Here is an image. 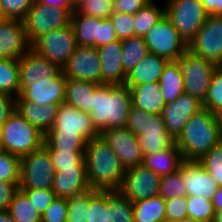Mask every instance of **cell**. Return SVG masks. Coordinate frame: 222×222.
<instances>
[{
	"label": "cell",
	"mask_w": 222,
	"mask_h": 222,
	"mask_svg": "<svg viewBox=\"0 0 222 222\" xmlns=\"http://www.w3.org/2000/svg\"><path fill=\"white\" fill-rule=\"evenodd\" d=\"M183 161L181 152L174 143L168 149L144 155L142 165L161 177L178 170Z\"/></svg>",
	"instance_id": "26"
},
{
	"label": "cell",
	"mask_w": 222,
	"mask_h": 222,
	"mask_svg": "<svg viewBox=\"0 0 222 222\" xmlns=\"http://www.w3.org/2000/svg\"><path fill=\"white\" fill-rule=\"evenodd\" d=\"M126 128L136 136L152 131H166L161 114H152L131 106Z\"/></svg>",
	"instance_id": "30"
},
{
	"label": "cell",
	"mask_w": 222,
	"mask_h": 222,
	"mask_svg": "<svg viewBox=\"0 0 222 222\" xmlns=\"http://www.w3.org/2000/svg\"><path fill=\"white\" fill-rule=\"evenodd\" d=\"M107 1L114 5L117 0H107Z\"/></svg>",
	"instance_id": "67"
},
{
	"label": "cell",
	"mask_w": 222,
	"mask_h": 222,
	"mask_svg": "<svg viewBox=\"0 0 222 222\" xmlns=\"http://www.w3.org/2000/svg\"><path fill=\"white\" fill-rule=\"evenodd\" d=\"M213 222H222V211L215 212Z\"/></svg>",
	"instance_id": "62"
},
{
	"label": "cell",
	"mask_w": 222,
	"mask_h": 222,
	"mask_svg": "<svg viewBox=\"0 0 222 222\" xmlns=\"http://www.w3.org/2000/svg\"><path fill=\"white\" fill-rule=\"evenodd\" d=\"M202 108L201 101L185 92L176 101L166 103L161 113L166 132L176 140L187 120Z\"/></svg>",
	"instance_id": "17"
},
{
	"label": "cell",
	"mask_w": 222,
	"mask_h": 222,
	"mask_svg": "<svg viewBox=\"0 0 222 222\" xmlns=\"http://www.w3.org/2000/svg\"><path fill=\"white\" fill-rule=\"evenodd\" d=\"M0 222H15L8 211L0 212Z\"/></svg>",
	"instance_id": "60"
},
{
	"label": "cell",
	"mask_w": 222,
	"mask_h": 222,
	"mask_svg": "<svg viewBox=\"0 0 222 222\" xmlns=\"http://www.w3.org/2000/svg\"><path fill=\"white\" fill-rule=\"evenodd\" d=\"M143 155L170 148L175 140L166 131L146 132L138 136Z\"/></svg>",
	"instance_id": "38"
},
{
	"label": "cell",
	"mask_w": 222,
	"mask_h": 222,
	"mask_svg": "<svg viewBox=\"0 0 222 222\" xmlns=\"http://www.w3.org/2000/svg\"><path fill=\"white\" fill-rule=\"evenodd\" d=\"M163 2V3H162ZM165 15V4L151 0L142 9L133 14L135 36L143 37Z\"/></svg>",
	"instance_id": "32"
},
{
	"label": "cell",
	"mask_w": 222,
	"mask_h": 222,
	"mask_svg": "<svg viewBox=\"0 0 222 222\" xmlns=\"http://www.w3.org/2000/svg\"><path fill=\"white\" fill-rule=\"evenodd\" d=\"M208 16L222 15V0H200Z\"/></svg>",
	"instance_id": "57"
},
{
	"label": "cell",
	"mask_w": 222,
	"mask_h": 222,
	"mask_svg": "<svg viewBox=\"0 0 222 222\" xmlns=\"http://www.w3.org/2000/svg\"><path fill=\"white\" fill-rule=\"evenodd\" d=\"M5 19H7V17L4 14V11H3L1 3H0V22L4 21Z\"/></svg>",
	"instance_id": "64"
},
{
	"label": "cell",
	"mask_w": 222,
	"mask_h": 222,
	"mask_svg": "<svg viewBox=\"0 0 222 222\" xmlns=\"http://www.w3.org/2000/svg\"><path fill=\"white\" fill-rule=\"evenodd\" d=\"M62 71L66 78L101 84V63L97 49L77 45Z\"/></svg>",
	"instance_id": "14"
},
{
	"label": "cell",
	"mask_w": 222,
	"mask_h": 222,
	"mask_svg": "<svg viewBox=\"0 0 222 222\" xmlns=\"http://www.w3.org/2000/svg\"><path fill=\"white\" fill-rule=\"evenodd\" d=\"M221 142L217 116L202 108L186 122L175 140L184 161H198Z\"/></svg>",
	"instance_id": "3"
},
{
	"label": "cell",
	"mask_w": 222,
	"mask_h": 222,
	"mask_svg": "<svg viewBox=\"0 0 222 222\" xmlns=\"http://www.w3.org/2000/svg\"><path fill=\"white\" fill-rule=\"evenodd\" d=\"M86 1L87 0H72V5H73L74 10H77Z\"/></svg>",
	"instance_id": "61"
},
{
	"label": "cell",
	"mask_w": 222,
	"mask_h": 222,
	"mask_svg": "<svg viewBox=\"0 0 222 222\" xmlns=\"http://www.w3.org/2000/svg\"><path fill=\"white\" fill-rule=\"evenodd\" d=\"M67 78L61 70L55 77L42 79L24 87L16 101H32L36 104L46 105L50 103L61 104L65 102Z\"/></svg>",
	"instance_id": "16"
},
{
	"label": "cell",
	"mask_w": 222,
	"mask_h": 222,
	"mask_svg": "<svg viewBox=\"0 0 222 222\" xmlns=\"http://www.w3.org/2000/svg\"><path fill=\"white\" fill-rule=\"evenodd\" d=\"M0 92L19 96V63L17 59L0 58Z\"/></svg>",
	"instance_id": "37"
},
{
	"label": "cell",
	"mask_w": 222,
	"mask_h": 222,
	"mask_svg": "<svg viewBox=\"0 0 222 222\" xmlns=\"http://www.w3.org/2000/svg\"><path fill=\"white\" fill-rule=\"evenodd\" d=\"M74 222H87L85 220H75Z\"/></svg>",
	"instance_id": "68"
},
{
	"label": "cell",
	"mask_w": 222,
	"mask_h": 222,
	"mask_svg": "<svg viewBox=\"0 0 222 222\" xmlns=\"http://www.w3.org/2000/svg\"><path fill=\"white\" fill-rule=\"evenodd\" d=\"M55 171L67 167H86L84 151H49Z\"/></svg>",
	"instance_id": "46"
},
{
	"label": "cell",
	"mask_w": 222,
	"mask_h": 222,
	"mask_svg": "<svg viewBox=\"0 0 222 222\" xmlns=\"http://www.w3.org/2000/svg\"><path fill=\"white\" fill-rule=\"evenodd\" d=\"M21 190L30 202L33 203L35 209L42 215L44 211L51 205L56 198L52 189H19Z\"/></svg>",
	"instance_id": "49"
},
{
	"label": "cell",
	"mask_w": 222,
	"mask_h": 222,
	"mask_svg": "<svg viewBox=\"0 0 222 222\" xmlns=\"http://www.w3.org/2000/svg\"><path fill=\"white\" fill-rule=\"evenodd\" d=\"M118 40L110 18H100L99 47Z\"/></svg>",
	"instance_id": "55"
},
{
	"label": "cell",
	"mask_w": 222,
	"mask_h": 222,
	"mask_svg": "<svg viewBox=\"0 0 222 222\" xmlns=\"http://www.w3.org/2000/svg\"><path fill=\"white\" fill-rule=\"evenodd\" d=\"M48 133H79L87 142L99 136L90 115L66 102L59 105L54 125Z\"/></svg>",
	"instance_id": "15"
},
{
	"label": "cell",
	"mask_w": 222,
	"mask_h": 222,
	"mask_svg": "<svg viewBox=\"0 0 222 222\" xmlns=\"http://www.w3.org/2000/svg\"><path fill=\"white\" fill-rule=\"evenodd\" d=\"M84 158L87 180L91 189L119 190L126 170L117 154L100 135L87 142Z\"/></svg>",
	"instance_id": "1"
},
{
	"label": "cell",
	"mask_w": 222,
	"mask_h": 222,
	"mask_svg": "<svg viewBox=\"0 0 222 222\" xmlns=\"http://www.w3.org/2000/svg\"><path fill=\"white\" fill-rule=\"evenodd\" d=\"M187 213L189 219L199 222H213L215 211L212 200L187 196Z\"/></svg>",
	"instance_id": "40"
},
{
	"label": "cell",
	"mask_w": 222,
	"mask_h": 222,
	"mask_svg": "<svg viewBox=\"0 0 222 222\" xmlns=\"http://www.w3.org/2000/svg\"><path fill=\"white\" fill-rule=\"evenodd\" d=\"M214 211H222V187H219L215 195L212 197Z\"/></svg>",
	"instance_id": "59"
},
{
	"label": "cell",
	"mask_w": 222,
	"mask_h": 222,
	"mask_svg": "<svg viewBox=\"0 0 222 222\" xmlns=\"http://www.w3.org/2000/svg\"><path fill=\"white\" fill-rule=\"evenodd\" d=\"M99 85L90 81L67 78L65 102L81 112L90 114L92 111L93 95Z\"/></svg>",
	"instance_id": "27"
},
{
	"label": "cell",
	"mask_w": 222,
	"mask_h": 222,
	"mask_svg": "<svg viewBox=\"0 0 222 222\" xmlns=\"http://www.w3.org/2000/svg\"><path fill=\"white\" fill-rule=\"evenodd\" d=\"M216 116H217V120H218V124H219L220 137H221V141H222V115H216Z\"/></svg>",
	"instance_id": "63"
},
{
	"label": "cell",
	"mask_w": 222,
	"mask_h": 222,
	"mask_svg": "<svg viewBox=\"0 0 222 222\" xmlns=\"http://www.w3.org/2000/svg\"><path fill=\"white\" fill-rule=\"evenodd\" d=\"M134 222H166L165 199L155 196L133 203Z\"/></svg>",
	"instance_id": "31"
},
{
	"label": "cell",
	"mask_w": 222,
	"mask_h": 222,
	"mask_svg": "<svg viewBox=\"0 0 222 222\" xmlns=\"http://www.w3.org/2000/svg\"><path fill=\"white\" fill-rule=\"evenodd\" d=\"M159 87L166 103L176 101L184 92L183 73L178 60H169L159 79Z\"/></svg>",
	"instance_id": "29"
},
{
	"label": "cell",
	"mask_w": 222,
	"mask_h": 222,
	"mask_svg": "<svg viewBox=\"0 0 222 222\" xmlns=\"http://www.w3.org/2000/svg\"><path fill=\"white\" fill-rule=\"evenodd\" d=\"M107 191L90 189V206L87 222H109Z\"/></svg>",
	"instance_id": "42"
},
{
	"label": "cell",
	"mask_w": 222,
	"mask_h": 222,
	"mask_svg": "<svg viewBox=\"0 0 222 222\" xmlns=\"http://www.w3.org/2000/svg\"><path fill=\"white\" fill-rule=\"evenodd\" d=\"M67 199L56 197L41 215V222H67Z\"/></svg>",
	"instance_id": "52"
},
{
	"label": "cell",
	"mask_w": 222,
	"mask_h": 222,
	"mask_svg": "<svg viewBox=\"0 0 222 222\" xmlns=\"http://www.w3.org/2000/svg\"><path fill=\"white\" fill-rule=\"evenodd\" d=\"M1 133H2V126L0 125V139H2L1 138Z\"/></svg>",
	"instance_id": "69"
},
{
	"label": "cell",
	"mask_w": 222,
	"mask_h": 222,
	"mask_svg": "<svg viewBox=\"0 0 222 222\" xmlns=\"http://www.w3.org/2000/svg\"><path fill=\"white\" fill-rule=\"evenodd\" d=\"M168 61L165 57L149 52L144 59L127 73L124 84L127 87H133L151 82H159Z\"/></svg>",
	"instance_id": "24"
},
{
	"label": "cell",
	"mask_w": 222,
	"mask_h": 222,
	"mask_svg": "<svg viewBox=\"0 0 222 222\" xmlns=\"http://www.w3.org/2000/svg\"><path fill=\"white\" fill-rule=\"evenodd\" d=\"M131 94L125 84H100L94 92L90 117L100 134L109 128L126 127Z\"/></svg>",
	"instance_id": "2"
},
{
	"label": "cell",
	"mask_w": 222,
	"mask_h": 222,
	"mask_svg": "<svg viewBox=\"0 0 222 222\" xmlns=\"http://www.w3.org/2000/svg\"><path fill=\"white\" fill-rule=\"evenodd\" d=\"M110 19L112 21L118 40H125L135 36L133 14L113 11Z\"/></svg>",
	"instance_id": "47"
},
{
	"label": "cell",
	"mask_w": 222,
	"mask_h": 222,
	"mask_svg": "<svg viewBox=\"0 0 222 222\" xmlns=\"http://www.w3.org/2000/svg\"><path fill=\"white\" fill-rule=\"evenodd\" d=\"M36 2L47 6H59L64 8H73L72 0H35Z\"/></svg>",
	"instance_id": "58"
},
{
	"label": "cell",
	"mask_w": 222,
	"mask_h": 222,
	"mask_svg": "<svg viewBox=\"0 0 222 222\" xmlns=\"http://www.w3.org/2000/svg\"><path fill=\"white\" fill-rule=\"evenodd\" d=\"M222 187V141L197 161Z\"/></svg>",
	"instance_id": "43"
},
{
	"label": "cell",
	"mask_w": 222,
	"mask_h": 222,
	"mask_svg": "<svg viewBox=\"0 0 222 222\" xmlns=\"http://www.w3.org/2000/svg\"><path fill=\"white\" fill-rule=\"evenodd\" d=\"M70 25L77 45L99 48L100 18L87 16L75 10Z\"/></svg>",
	"instance_id": "28"
},
{
	"label": "cell",
	"mask_w": 222,
	"mask_h": 222,
	"mask_svg": "<svg viewBox=\"0 0 222 222\" xmlns=\"http://www.w3.org/2000/svg\"><path fill=\"white\" fill-rule=\"evenodd\" d=\"M76 46L73 28L68 25L42 35L31 45V49L62 69Z\"/></svg>",
	"instance_id": "10"
},
{
	"label": "cell",
	"mask_w": 222,
	"mask_h": 222,
	"mask_svg": "<svg viewBox=\"0 0 222 222\" xmlns=\"http://www.w3.org/2000/svg\"><path fill=\"white\" fill-rule=\"evenodd\" d=\"M132 106L152 114H161L166 102L160 91L159 82L128 87Z\"/></svg>",
	"instance_id": "25"
},
{
	"label": "cell",
	"mask_w": 222,
	"mask_h": 222,
	"mask_svg": "<svg viewBox=\"0 0 222 222\" xmlns=\"http://www.w3.org/2000/svg\"><path fill=\"white\" fill-rule=\"evenodd\" d=\"M74 11V8L47 6L34 1L23 20L29 44L52 30L70 25Z\"/></svg>",
	"instance_id": "5"
},
{
	"label": "cell",
	"mask_w": 222,
	"mask_h": 222,
	"mask_svg": "<svg viewBox=\"0 0 222 222\" xmlns=\"http://www.w3.org/2000/svg\"><path fill=\"white\" fill-rule=\"evenodd\" d=\"M90 189L86 167H67L55 171L52 190L56 197L70 199Z\"/></svg>",
	"instance_id": "22"
},
{
	"label": "cell",
	"mask_w": 222,
	"mask_h": 222,
	"mask_svg": "<svg viewBox=\"0 0 222 222\" xmlns=\"http://www.w3.org/2000/svg\"><path fill=\"white\" fill-rule=\"evenodd\" d=\"M148 51L168 60H178L188 49L170 19L164 15L144 36Z\"/></svg>",
	"instance_id": "9"
},
{
	"label": "cell",
	"mask_w": 222,
	"mask_h": 222,
	"mask_svg": "<svg viewBox=\"0 0 222 222\" xmlns=\"http://www.w3.org/2000/svg\"><path fill=\"white\" fill-rule=\"evenodd\" d=\"M19 190V183L0 181V212L8 211L14 194Z\"/></svg>",
	"instance_id": "53"
},
{
	"label": "cell",
	"mask_w": 222,
	"mask_h": 222,
	"mask_svg": "<svg viewBox=\"0 0 222 222\" xmlns=\"http://www.w3.org/2000/svg\"><path fill=\"white\" fill-rule=\"evenodd\" d=\"M1 138L4 151L22 158L40 148L44 144L45 135L15 109L2 125Z\"/></svg>",
	"instance_id": "4"
},
{
	"label": "cell",
	"mask_w": 222,
	"mask_h": 222,
	"mask_svg": "<svg viewBox=\"0 0 222 222\" xmlns=\"http://www.w3.org/2000/svg\"><path fill=\"white\" fill-rule=\"evenodd\" d=\"M166 222H179L188 218L187 196L165 200Z\"/></svg>",
	"instance_id": "51"
},
{
	"label": "cell",
	"mask_w": 222,
	"mask_h": 222,
	"mask_svg": "<svg viewBox=\"0 0 222 222\" xmlns=\"http://www.w3.org/2000/svg\"><path fill=\"white\" fill-rule=\"evenodd\" d=\"M151 0H117L114 4V11L135 14Z\"/></svg>",
	"instance_id": "56"
},
{
	"label": "cell",
	"mask_w": 222,
	"mask_h": 222,
	"mask_svg": "<svg viewBox=\"0 0 222 222\" xmlns=\"http://www.w3.org/2000/svg\"><path fill=\"white\" fill-rule=\"evenodd\" d=\"M21 158L6 151L0 154V181L20 183Z\"/></svg>",
	"instance_id": "44"
},
{
	"label": "cell",
	"mask_w": 222,
	"mask_h": 222,
	"mask_svg": "<svg viewBox=\"0 0 222 222\" xmlns=\"http://www.w3.org/2000/svg\"><path fill=\"white\" fill-rule=\"evenodd\" d=\"M165 15L188 45L205 23L208 14L200 0H164Z\"/></svg>",
	"instance_id": "6"
},
{
	"label": "cell",
	"mask_w": 222,
	"mask_h": 222,
	"mask_svg": "<svg viewBox=\"0 0 222 222\" xmlns=\"http://www.w3.org/2000/svg\"><path fill=\"white\" fill-rule=\"evenodd\" d=\"M109 222H134L133 203L119 191H107Z\"/></svg>",
	"instance_id": "36"
},
{
	"label": "cell",
	"mask_w": 222,
	"mask_h": 222,
	"mask_svg": "<svg viewBox=\"0 0 222 222\" xmlns=\"http://www.w3.org/2000/svg\"><path fill=\"white\" fill-rule=\"evenodd\" d=\"M96 49L101 63V84H124L122 41L115 40Z\"/></svg>",
	"instance_id": "21"
},
{
	"label": "cell",
	"mask_w": 222,
	"mask_h": 222,
	"mask_svg": "<svg viewBox=\"0 0 222 222\" xmlns=\"http://www.w3.org/2000/svg\"><path fill=\"white\" fill-rule=\"evenodd\" d=\"M90 206V190L74 195L67 199L68 217L67 222H74L75 220H87L88 208Z\"/></svg>",
	"instance_id": "45"
},
{
	"label": "cell",
	"mask_w": 222,
	"mask_h": 222,
	"mask_svg": "<svg viewBox=\"0 0 222 222\" xmlns=\"http://www.w3.org/2000/svg\"><path fill=\"white\" fill-rule=\"evenodd\" d=\"M35 0H0L4 14L8 19L23 21Z\"/></svg>",
	"instance_id": "50"
},
{
	"label": "cell",
	"mask_w": 222,
	"mask_h": 222,
	"mask_svg": "<svg viewBox=\"0 0 222 222\" xmlns=\"http://www.w3.org/2000/svg\"><path fill=\"white\" fill-rule=\"evenodd\" d=\"M179 222H199V221H196V220H193V219H189V218H186V219H183Z\"/></svg>",
	"instance_id": "65"
},
{
	"label": "cell",
	"mask_w": 222,
	"mask_h": 222,
	"mask_svg": "<svg viewBox=\"0 0 222 222\" xmlns=\"http://www.w3.org/2000/svg\"><path fill=\"white\" fill-rule=\"evenodd\" d=\"M122 66L127 75L149 53L144 38L133 36L122 41Z\"/></svg>",
	"instance_id": "35"
},
{
	"label": "cell",
	"mask_w": 222,
	"mask_h": 222,
	"mask_svg": "<svg viewBox=\"0 0 222 222\" xmlns=\"http://www.w3.org/2000/svg\"><path fill=\"white\" fill-rule=\"evenodd\" d=\"M16 109V98L0 92V125L2 126Z\"/></svg>",
	"instance_id": "54"
},
{
	"label": "cell",
	"mask_w": 222,
	"mask_h": 222,
	"mask_svg": "<svg viewBox=\"0 0 222 222\" xmlns=\"http://www.w3.org/2000/svg\"><path fill=\"white\" fill-rule=\"evenodd\" d=\"M19 63V94L24 87L32 86L33 83L55 77L62 69L44 57L29 49Z\"/></svg>",
	"instance_id": "18"
},
{
	"label": "cell",
	"mask_w": 222,
	"mask_h": 222,
	"mask_svg": "<svg viewBox=\"0 0 222 222\" xmlns=\"http://www.w3.org/2000/svg\"><path fill=\"white\" fill-rule=\"evenodd\" d=\"M159 196L165 200L186 196L185 185L180 170L161 176L159 183Z\"/></svg>",
	"instance_id": "41"
},
{
	"label": "cell",
	"mask_w": 222,
	"mask_h": 222,
	"mask_svg": "<svg viewBox=\"0 0 222 222\" xmlns=\"http://www.w3.org/2000/svg\"><path fill=\"white\" fill-rule=\"evenodd\" d=\"M183 73L184 92L203 103L217 65L186 50L178 59Z\"/></svg>",
	"instance_id": "8"
},
{
	"label": "cell",
	"mask_w": 222,
	"mask_h": 222,
	"mask_svg": "<svg viewBox=\"0 0 222 222\" xmlns=\"http://www.w3.org/2000/svg\"><path fill=\"white\" fill-rule=\"evenodd\" d=\"M77 10L87 16L107 19L114 11V5L107 0H87Z\"/></svg>",
	"instance_id": "48"
},
{
	"label": "cell",
	"mask_w": 222,
	"mask_h": 222,
	"mask_svg": "<svg viewBox=\"0 0 222 222\" xmlns=\"http://www.w3.org/2000/svg\"><path fill=\"white\" fill-rule=\"evenodd\" d=\"M202 107L213 112L215 115H222V67L218 66L214 71L207 90L206 98Z\"/></svg>",
	"instance_id": "39"
},
{
	"label": "cell",
	"mask_w": 222,
	"mask_h": 222,
	"mask_svg": "<svg viewBox=\"0 0 222 222\" xmlns=\"http://www.w3.org/2000/svg\"><path fill=\"white\" fill-rule=\"evenodd\" d=\"M188 50L217 66L222 65V15L207 17L196 37L188 44Z\"/></svg>",
	"instance_id": "11"
},
{
	"label": "cell",
	"mask_w": 222,
	"mask_h": 222,
	"mask_svg": "<svg viewBox=\"0 0 222 222\" xmlns=\"http://www.w3.org/2000/svg\"><path fill=\"white\" fill-rule=\"evenodd\" d=\"M99 135L117 154L125 170L142 165L144 155L138 136L126 127L109 128L103 130Z\"/></svg>",
	"instance_id": "13"
},
{
	"label": "cell",
	"mask_w": 222,
	"mask_h": 222,
	"mask_svg": "<svg viewBox=\"0 0 222 222\" xmlns=\"http://www.w3.org/2000/svg\"><path fill=\"white\" fill-rule=\"evenodd\" d=\"M86 144L79 133H47L44 139L49 151H85Z\"/></svg>",
	"instance_id": "33"
},
{
	"label": "cell",
	"mask_w": 222,
	"mask_h": 222,
	"mask_svg": "<svg viewBox=\"0 0 222 222\" xmlns=\"http://www.w3.org/2000/svg\"><path fill=\"white\" fill-rule=\"evenodd\" d=\"M179 170L182 173L186 196L212 200L219 186L208 171L197 161H183Z\"/></svg>",
	"instance_id": "19"
},
{
	"label": "cell",
	"mask_w": 222,
	"mask_h": 222,
	"mask_svg": "<svg viewBox=\"0 0 222 222\" xmlns=\"http://www.w3.org/2000/svg\"><path fill=\"white\" fill-rule=\"evenodd\" d=\"M30 48L23 21L7 18L0 22V58L18 60Z\"/></svg>",
	"instance_id": "20"
},
{
	"label": "cell",
	"mask_w": 222,
	"mask_h": 222,
	"mask_svg": "<svg viewBox=\"0 0 222 222\" xmlns=\"http://www.w3.org/2000/svg\"><path fill=\"white\" fill-rule=\"evenodd\" d=\"M54 178V165L44 144L21 158L19 189H52Z\"/></svg>",
	"instance_id": "7"
},
{
	"label": "cell",
	"mask_w": 222,
	"mask_h": 222,
	"mask_svg": "<svg viewBox=\"0 0 222 222\" xmlns=\"http://www.w3.org/2000/svg\"><path fill=\"white\" fill-rule=\"evenodd\" d=\"M1 140H2V139H0V154H1L2 152H4V149H3V146H2Z\"/></svg>",
	"instance_id": "66"
},
{
	"label": "cell",
	"mask_w": 222,
	"mask_h": 222,
	"mask_svg": "<svg viewBox=\"0 0 222 222\" xmlns=\"http://www.w3.org/2000/svg\"><path fill=\"white\" fill-rule=\"evenodd\" d=\"M160 176L143 165L126 169L119 192L130 202L159 195Z\"/></svg>",
	"instance_id": "12"
},
{
	"label": "cell",
	"mask_w": 222,
	"mask_h": 222,
	"mask_svg": "<svg viewBox=\"0 0 222 222\" xmlns=\"http://www.w3.org/2000/svg\"><path fill=\"white\" fill-rule=\"evenodd\" d=\"M60 104H36L32 101H16V110L43 135L53 127Z\"/></svg>",
	"instance_id": "23"
},
{
	"label": "cell",
	"mask_w": 222,
	"mask_h": 222,
	"mask_svg": "<svg viewBox=\"0 0 222 222\" xmlns=\"http://www.w3.org/2000/svg\"><path fill=\"white\" fill-rule=\"evenodd\" d=\"M8 213L15 222H41V214L21 190L14 194Z\"/></svg>",
	"instance_id": "34"
}]
</instances>
